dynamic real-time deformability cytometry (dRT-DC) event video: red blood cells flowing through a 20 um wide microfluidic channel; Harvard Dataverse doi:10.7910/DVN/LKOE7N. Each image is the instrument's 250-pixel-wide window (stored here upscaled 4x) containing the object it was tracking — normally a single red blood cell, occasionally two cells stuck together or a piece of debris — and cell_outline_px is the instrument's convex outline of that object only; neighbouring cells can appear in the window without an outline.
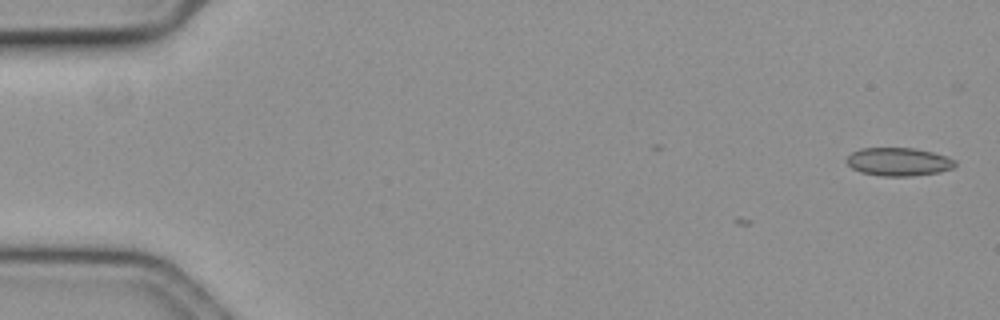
{"species": "common noctule bat (a hibernating species)", "species_latin": "Nyctalus noctula", "temperature_condition": "cold", "stored_images_in_passage": 3, "camera_frame_rate_fps": 3000, "um_per_image_px": 0.085, "animal": {"sex": "female", "body_mass_g": 19.3, "forearm_length_mm": 54.1}, "frame": {"image": 1, "passage_image": 3, "time_ms": 0.667, "image_size_px": [1000, 320], "cell_outline_px": [[956, 164], [952, 168], [936, 172], [908, 176], [880, 176], [860, 172], [852, 168], [844, 160], [852, 152], [860, 148], [916, 148], [932, 152], [956, 160]], "centroid_in_image_um": [76.33, 13.74], "position_along_channel_um": 8.7, "area_um2": 17.74}}